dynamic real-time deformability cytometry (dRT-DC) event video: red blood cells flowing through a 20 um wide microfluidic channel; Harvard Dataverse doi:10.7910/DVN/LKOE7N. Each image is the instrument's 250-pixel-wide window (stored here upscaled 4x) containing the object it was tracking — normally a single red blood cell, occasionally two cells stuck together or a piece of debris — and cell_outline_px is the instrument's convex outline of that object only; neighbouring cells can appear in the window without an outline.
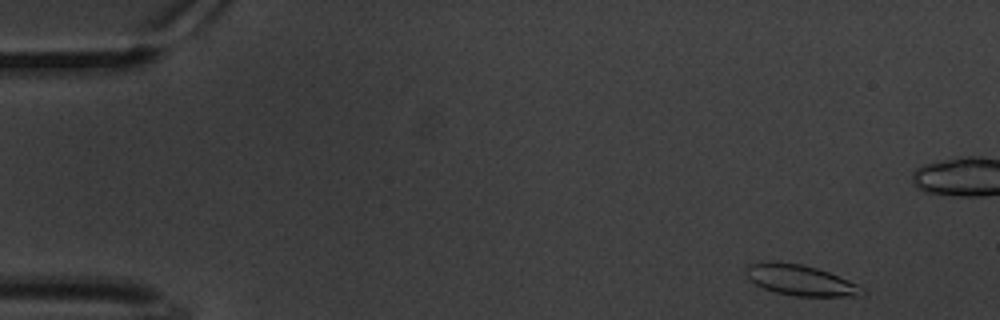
{"species": "common noctule bat (a hibernating species)", "species_latin": "Nyctalus noctula", "temperature_condition": "warm", "stored_images_in_passage": 60, "camera_frame_rate_fps": 3000, "um_per_image_px": 0.085, "animal": {"sex": "male", "body_mass_g": 20.1, "forearm_length_mm": 53.5}, "frame": {"image": 1, "passage_image": 3, "time_ms": 0.667, "image_size_px": [1000, 320], "cell_outline_px": [[868, 292], [864, 296], [796, 296], [776, 292], [764, 288], [748, 280], [744, 272], [744, 264], [764, 260], [768, 260], [800, 264], [816, 268], [828, 272], [848, 280], [864, 288]], "centroid_in_image_um": [67.98, 23.8], "position_along_channel_um": 17.0, "area_um2": 21.15}}
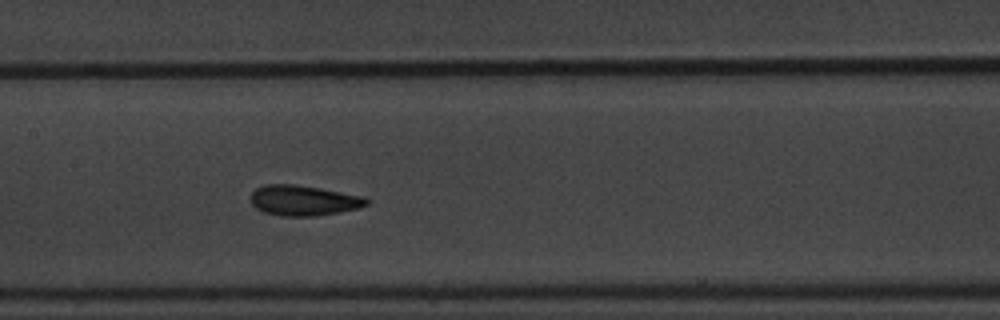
{"frame": {"image": 2, "passage_image": 28, "time_ms": 9.0, "image_size_px": [1000, 320], "cell_outline_px": [[368, 204], [360, 208], [340, 212], [316, 216], [284, 216], [264, 212], [256, 208], [252, 204], [252, 192], [256, 188], [264, 184], [296, 184], [320, 188], [364, 196], [368, 200]], "centroid_in_image_um": [25.82, 17.03], "position_along_channel_um": 181.6, "area_um2": 20.52}}
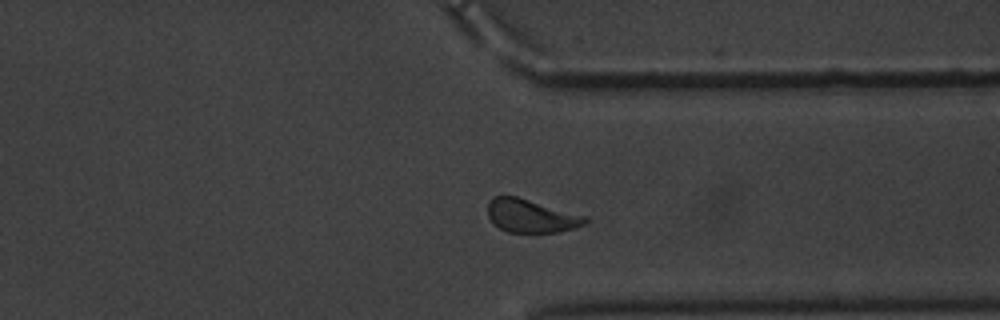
{"frame": {"image": 3, "passage_image": 45, "time_ms": 14.667, "image_size_px": [1000, 320], "cell_outline_px": [[588, 220], [584, 224], [560, 232], [508, 232], [500, 228], [488, 216], [488, 204], [492, 196], [516, 196], [588, 216]], "centroid_in_image_um": [45.16, 18.34], "position_along_channel_um": 366.2, "area_um2": 18.73}, "authors_computed_cell_mechanics": {"area_um2": 19.7676, "velocity_mm_per_s": 3.2667, "shape_relaxation_time_tau1_ms": 3.6957, "shape_relaxation_time_tau2_ms": 0.8909, "deformation_change_tau1": 0.1209, "deformation_change_tau2": 0.0702}}